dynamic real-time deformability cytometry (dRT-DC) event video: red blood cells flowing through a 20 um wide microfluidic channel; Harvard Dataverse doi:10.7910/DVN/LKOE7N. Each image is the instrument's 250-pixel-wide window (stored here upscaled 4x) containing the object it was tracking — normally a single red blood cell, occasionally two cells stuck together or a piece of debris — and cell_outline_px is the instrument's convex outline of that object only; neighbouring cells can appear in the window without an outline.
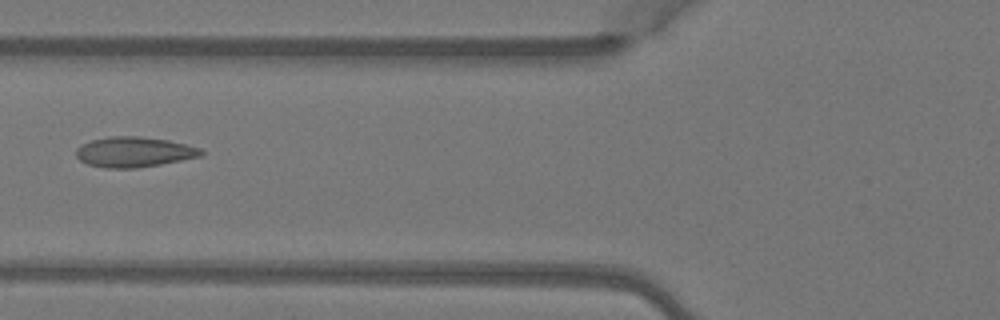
{"species": "Egyptian fruit bat (a non-hibernating species)", "species_latin": "Rousettus aegyptiacus", "temperature_condition": "warm", "stored_images_in_passage": 3, "camera_frame_rate_fps": 3000, "um_per_image_px": 0.085, "animal": {"sex": "female"}, "frame": {"image": 1, "passage_image": 3, "time_ms": 0.667, "image_size_px": [1000, 320], "cell_outline_px": [[204, 152], [200, 156], [160, 164], [136, 168], [104, 168], [88, 164], [80, 160], [76, 156], [76, 148], [80, 144], [92, 140], [108, 136], [140, 136], [168, 140], [200, 148]], "centroid_in_image_um": [11.34, 12.91], "position_along_channel_um": 114.5, "area_um2": 21.96}}